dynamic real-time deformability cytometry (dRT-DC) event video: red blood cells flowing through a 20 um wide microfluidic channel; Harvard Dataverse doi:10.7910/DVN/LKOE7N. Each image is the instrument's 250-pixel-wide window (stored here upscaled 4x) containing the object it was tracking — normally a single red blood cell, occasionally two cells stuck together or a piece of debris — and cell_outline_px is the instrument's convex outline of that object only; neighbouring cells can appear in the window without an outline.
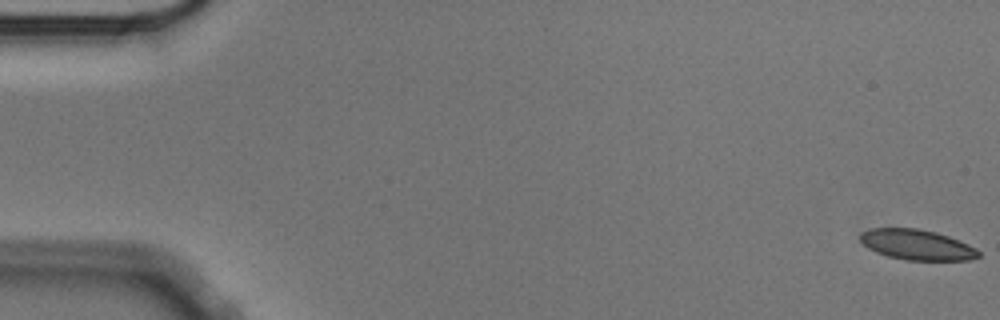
{"species": "Egyptian fruit bat (a non-hibernating species)", "species_latin": "Rousettus aegyptiacus", "temperature_condition": "cold", "stored_images_in_passage": 57, "camera_frame_rate_fps": 3000, "um_per_image_px": 0.085, "animal": {"sex": "male"}, "frame": {"image": 1, "passage_image": 1, "time_ms": 0.0, "image_size_px": [1000, 320], "cell_outline_px": [[980, 256], [968, 260], [904, 260], [888, 256], [876, 252], [868, 248], [860, 240], [860, 232], [868, 228], [920, 228], [936, 232], [948, 236], [968, 244], [976, 248], [980, 252]], "centroid_in_image_um": [77.92, 20.79], "position_along_channel_um": 7.1, "area_um2": 21.04}}
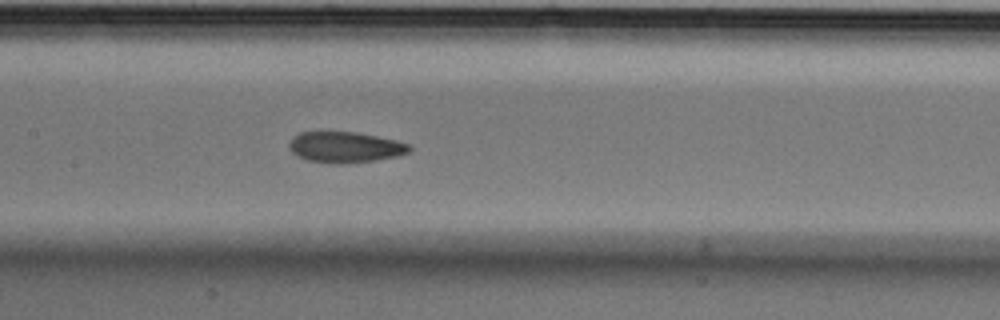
{"frame": {"image": 2, "passage_image": 28, "time_ms": 9.0, "image_size_px": [1000, 320], "cell_outline_px": [[412, 148], [408, 152], [400, 156], [376, 160], [340, 164], [328, 164], [308, 160], [296, 156], [288, 148], [288, 144], [292, 136], [300, 132], [320, 128], [356, 132], [396, 140], [412, 144]], "centroid_in_image_um": [29.27, 12.47], "position_along_channel_um": 178.1, "area_um2": 22.77}}
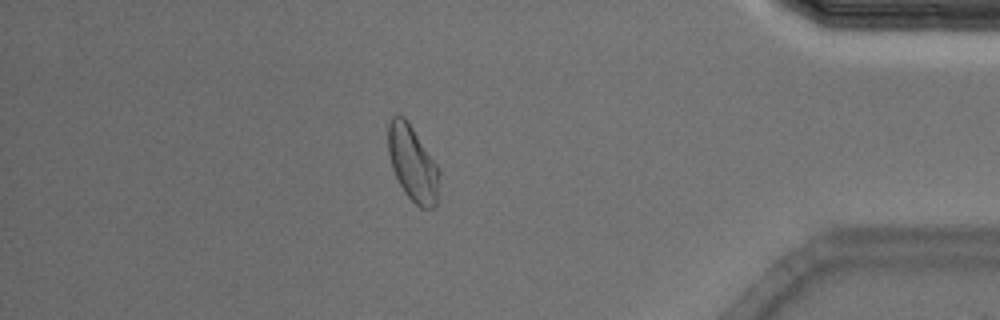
{"frame": {"image": 3, "passage_image": 50, "time_ms": 16.333, "image_size_px": [1000, 320], "cell_outline_px": [[440, 172], [436, 208], [420, 208], [404, 192], [392, 168], [388, 152], [388, 124], [392, 116], [404, 116], [408, 120], [440, 168]], "centroid_in_image_um": [35.1, 13.89], "position_along_channel_um": 400.1, "area_um2": 22.66}, "authors_computed_cell_mechanics": {"area_um2": 22.0796, "velocity_mm_per_s": 3.5178, "shape_relaxation_time_tau1_ms": 3.6061, "shape_relaxation_time_tau2_ms": 1.9672, "deformation_change_tau1": 0.0918, "deformation_change_tau2": 0.0674}}